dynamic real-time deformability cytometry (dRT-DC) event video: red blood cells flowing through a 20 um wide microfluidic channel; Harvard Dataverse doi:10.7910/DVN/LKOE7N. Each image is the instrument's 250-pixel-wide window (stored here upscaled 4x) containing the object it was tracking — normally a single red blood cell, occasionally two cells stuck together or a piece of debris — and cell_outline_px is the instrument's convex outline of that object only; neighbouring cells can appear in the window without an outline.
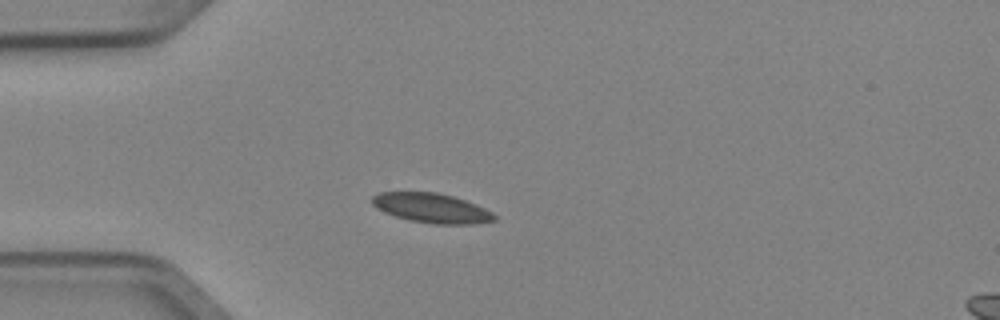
{"species": "Egyptian fruit bat (a non-hibernating species)", "species_latin": "Rousettus aegyptiacus", "temperature_condition": "cold", "stored_images_in_passage": 3, "camera_frame_rate_fps": 3000, "um_per_image_px": 0.085, "animal": {"sex": "female"}, "frame": {"image": 1, "passage_image": 3, "time_ms": 0.667, "image_size_px": [1000, 320], "cell_outline_px": [[496, 220], [472, 224], [432, 224], [408, 220], [384, 212], [376, 208], [368, 200], [372, 196], [380, 192], [436, 192], [452, 196], [476, 204], [492, 212], [496, 216]], "centroid_in_image_um": [36.64, 17.68], "position_along_channel_um": 48.4, "area_um2": 21.15}}